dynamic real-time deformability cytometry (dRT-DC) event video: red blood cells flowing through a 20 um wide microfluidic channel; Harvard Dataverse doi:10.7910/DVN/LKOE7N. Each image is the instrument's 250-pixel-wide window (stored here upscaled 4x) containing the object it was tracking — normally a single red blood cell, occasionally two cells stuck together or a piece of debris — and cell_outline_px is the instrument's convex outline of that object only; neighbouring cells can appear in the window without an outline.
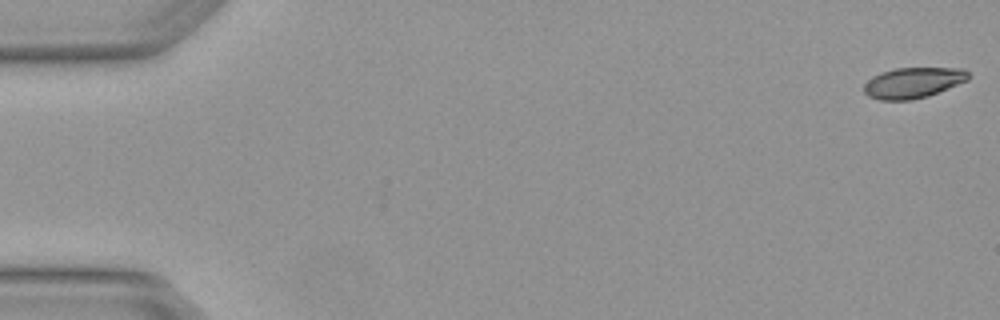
{"species": "Egyptian fruit bat (a non-hibernating species)", "species_latin": "Rousettus aegyptiacus", "temperature_condition": "warm", "stored_images_in_passage": 4, "camera_frame_rate_fps": 3000, "um_per_image_px": 0.085, "animal": {"sex": "female"}, "frame": {"image": 1, "passage_image": 1, "time_ms": 0.0, "image_size_px": [1000, 320], "cell_outline_px": [[968, 80], [928, 96], [912, 100], [880, 100], [868, 96], [864, 92], [864, 84], [872, 76], [880, 72], [896, 68], [964, 68], [968, 72]], "centroid_in_image_um": [77.59, 7.03], "position_along_channel_um": 7.4, "area_um2": 18.67}}
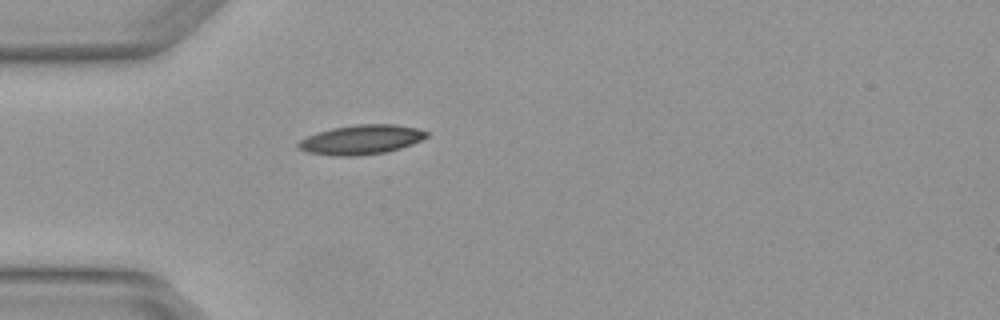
{"frame": {"image": 2, "passage_image": 4, "time_ms": 1.0, "image_size_px": [1000, 320], "cell_outline_px": [[428, 136], [412, 144], [400, 148], [384, 152], [360, 156], [332, 156], [308, 152], [296, 148], [296, 144], [300, 140], [316, 132], [332, 128], [356, 124], [396, 124], [416, 128], [428, 132]], "centroid_in_image_um": [30.67, 11.87], "position_along_channel_um": 54.3, "area_um2": 22.14}}